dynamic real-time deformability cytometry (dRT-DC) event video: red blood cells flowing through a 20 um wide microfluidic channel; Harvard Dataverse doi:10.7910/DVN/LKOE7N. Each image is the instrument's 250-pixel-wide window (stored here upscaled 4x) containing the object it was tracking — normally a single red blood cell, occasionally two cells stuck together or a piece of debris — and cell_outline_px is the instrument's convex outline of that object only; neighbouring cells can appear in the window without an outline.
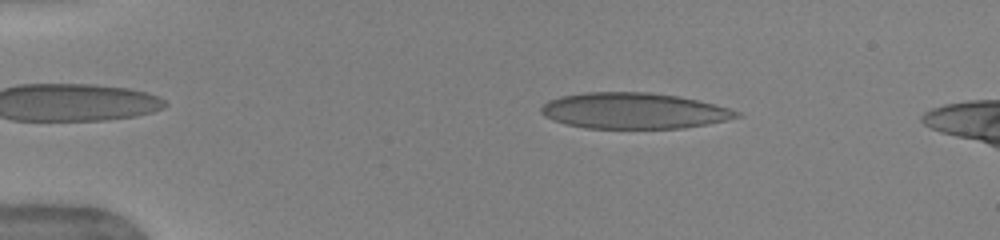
{"species": "human", "species_latin": "Homo sapiens", "temperature_condition": "warm", "stored_images_in_passage": 43, "camera_frame_rate_fps": 3000, "um_per_image_px": 0.085, "donor": {"sex": "female"}, "frame": {"image": 1, "passage_image": 2, "time_ms": 0.333, "image_size_px": [1000, 240], "cell_outline_px": [[744, 116], [684, 128], [584, 128], [552, 120], [544, 116], [540, 112], [540, 108], [548, 100], [560, 96], [588, 92], [648, 92], [676, 96], [716, 104], [740, 112]], "centroid_in_image_um": [53.84, 9.41], "position_along_channel_um": 31.2, "area_um2": 40.81}}
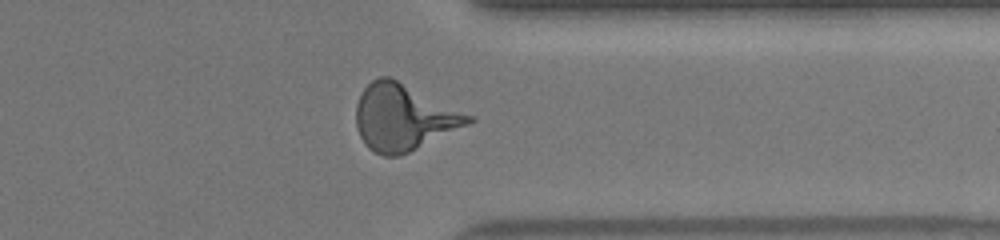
{"frame": {"image": 2, "passage_image": 33, "time_ms": 10.667, "image_size_px": [1000, 240], "cell_outline_px": [[476, 120], [468, 124], [400, 156], [384, 156], [368, 148], [364, 144], [356, 128], [356, 104], [364, 88], [372, 80], [380, 76], [388, 76], [476, 116]], "centroid_in_image_um": [34.3, 9.97], "position_along_channel_um": 377.1, "area_um2": 43.18}}
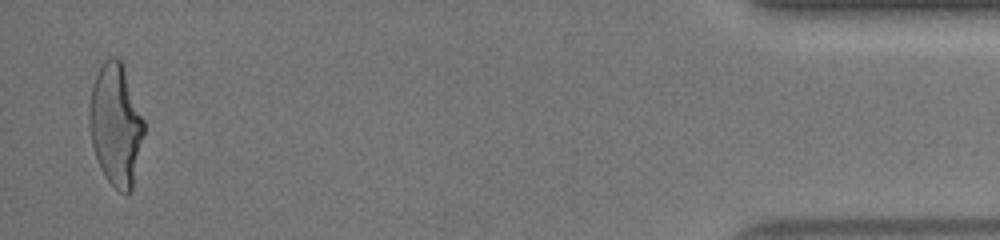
{"frame": {"image": 3, "passage_image": 42, "time_ms": 13.667, "image_size_px": [1000, 240], "cell_outline_px": [[144, 136], [132, 192], [124, 196], [104, 176], [100, 168], [92, 144], [88, 124], [88, 108], [92, 84], [104, 60], [108, 56], [116, 56], [120, 60], [124, 68], [144, 120]], "centroid_in_image_um": [9.84, 10.64], "position_along_channel_um": 425.4, "area_um2": 39.13}, "authors_computed_cell_mechanics": {"area_um2": 40.5178, "velocity_mm_per_s": 3.9846, "shape_relaxation_time_tau1_ms": 6.5574, "shape_relaxation_time_tau2_ms": null, "deformation_change_tau1": 0.2484, "deformation_change_tau2": null}}